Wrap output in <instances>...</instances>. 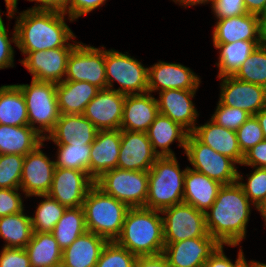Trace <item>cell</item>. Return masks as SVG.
Returning <instances> with one entry per match:
<instances>
[{"mask_svg":"<svg viewBox=\"0 0 266 267\" xmlns=\"http://www.w3.org/2000/svg\"><path fill=\"white\" fill-rule=\"evenodd\" d=\"M251 204L238 182L223 185L205 212L208 234L220 245L238 246L246 237Z\"/></svg>","mask_w":266,"mask_h":267,"instance_id":"6da1fadb","label":"cell"},{"mask_svg":"<svg viewBox=\"0 0 266 267\" xmlns=\"http://www.w3.org/2000/svg\"><path fill=\"white\" fill-rule=\"evenodd\" d=\"M16 17V47L27 55L29 52L56 48H74L79 42L66 24V15L55 11L27 9ZM72 40L75 44L69 43Z\"/></svg>","mask_w":266,"mask_h":267,"instance_id":"7a4b0ae2","label":"cell"},{"mask_svg":"<svg viewBox=\"0 0 266 267\" xmlns=\"http://www.w3.org/2000/svg\"><path fill=\"white\" fill-rule=\"evenodd\" d=\"M161 211L145 207L129 208L120 236L115 240L135 256L163 253L165 246Z\"/></svg>","mask_w":266,"mask_h":267,"instance_id":"3957f363","label":"cell"},{"mask_svg":"<svg viewBox=\"0 0 266 267\" xmlns=\"http://www.w3.org/2000/svg\"><path fill=\"white\" fill-rule=\"evenodd\" d=\"M187 167L180 169L176 156L158 157L149 172L145 208L162 211L183 202Z\"/></svg>","mask_w":266,"mask_h":267,"instance_id":"277c9868","label":"cell"},{"mask_svg":"<svg viewBox=\"0 0 266 267\" xmlns=\"http://www.w3.org/2000/svg\"><path fill=\"white\" fill-rule=\"evenodd\" d=\"M87 231L98 234L107 241H115L121 234L129 207L104 193L95 184L83 202Z\"/></svg>","mask_w":266,"mask_h":267,"instance_id":"5b68a950","label":"cell"},{"mask_svg":"<svg viewBox=\"0 0 266 267\" xmlns=\"http://www.w3.org/2000/svg\"><path fill=\"white\" fill-rule=\"evenodd\" d=\"M16 85L25 98L28 125L43 139L46 138L61 115L57 102V84L31 79L30 84Z\"/></svg>","mask_w":266,"mask_h":267,"instance_id":"8992f818","label":"cell"},{"mask_svg":"<svg viewBox=\"0 0 266 267\" xmlns=\"http://www.w3.org/2000/svg\"><path fill=\"white\" fill-rule=\"evenodd\" d=\"M105 71L107 88L125 95L148 92V67L140 61L115 49H105ZM119 83L115 89L113 82Z\"/></svg>","mask_w":266,"mask_h":267,"instance_id":"52a82bcc","label":"cell"},{"mask_svg":"<svg viewBox=\"0 0 266 267\" xmlns=\"http://www.w3.org/2000/svg\"><path fill=\"white\" fill-rule=\"evenodd\" d=\"M148 171L114 168L95 180L104 193L125 203L129 208L145 207L148 195Z\"/></svg>","mask_w":266,"mask_h":267,"instance_id":"ba28073f","label":"cell"},{"mask_svg":"<svg viewBox=\"0 0 266 267\" xmlns=\"http://www.w3.org/2000/svg\"><path fill=\"white\" fill-rule=\"evenodd\" d=\"M184 154L193 167L191 169L203 173L222 185L237 182V163L228 156L222 155L203 144L192 133L187 136Z\"/></svg>","mask_w":266,"mask_h":267,"instance_id":"9c48e42d","label":"cell"},{"mask_svg":"<svg viewBox=\"0 0 266 267\" xmlns=\"http://www.w3.org/2000/svg\"><path fill=\"white\" fill-rule=\"evenodd\" d=\"M105 47L79 42L69 54L64 80L88 82L100 90L107 88Z\"/></svg>","mask_w":266,"mask_h":267,"instance_id":"30bf717a","label":"cell"},{"mask_svg":"<svg viewBox=\"0 0 266 267\" xmlns=\"http://www.w3.org/2000/svg\"><path fill=\"white\" fill-rule=\"evenodd\" d=\"M164 242L174 243L198 237H211L206 227L205 213L187 203L175 204L161 211Z\"/></svg>","mask_w":266,"mask_h":267,"instance_id":"8fae6325","label":"cell"},{"mask_svg":"<svg viewBox=\"0 0 266 267\" xmlns=\"http://www.w3.org/2000/svg\"><path fill=\"white\" fill-rule=\"evenodd\" d=\"M94 184L95 181L86 172L55 167L48 195L66 208L80 207Z\"/></svg>","mask_w":266,"mask_h":267,"instance_id":"7c38bea8","label":"cell"},{"mask_svg":"<svg viewBox=\"0 0 266 267\" xmlns=\"http://www.w3.org/2000/svg\"><path fill=\"white\" fill-rule=\"evenodd\" d=\"M42 146L43 142L24 156L20 189L25 198L48 194L52 186L55 161L41 150Z\"/></svg>","mask_w":266,"mask_h":267,"instance_id":"4fadbf2b","label":"cell"},{"mask_svg":"<svg viewBox=\"0 0 266 267\" xmlns=\"http://www.w3.org/2000/svg\"><path fill=\"white\" fill-rule=\"evenodd\" d=\"M219 102L228 107L240 108L255 115L266 108V88L236 79L234 76L219 77Z\"/></svg>","mask_w":266,"mask_h":267,"instance_id":"5bb4252c","label":"cell"},{"mask_svg":"<svg viewBox=\"0 0 266 267\" xmlns=\"http://www.w3.org/2000/svg\"><path fill=\"white\" fill-rule=\"evenodd\" d=\"M220 244L213 237L165 243L163 255L170 267H203Z\"/></svg>","mask_w":266,"mask_h":267,"instance_id":"9a60e30c","label":"cell"},{"mask_svg":"<svg viewBox=\"0 0 266 267\" xmlns=\"http://www.w3.org/2000/svg\"><path fill=\"white\" fill-rule=\"evenodd\" d=\"M201 78L189 67L159 61L148 68V92L198 90Z\"/></svg>","mask_w":266,"mask_h":267,"instance_id":"2e32d148","label":"cell"},{"mask_svg":"<svg viewBox=\"0 0 266 267\" xmlns=\"http://www.w3.org/2000/svg\"><path fill=\"white\" fill-rule=\"evenodd\" d=\"M126 95L105 88L86 106L83 115L99 130L120 129Z\"/></svg>","mask_w":266,"mask_h":267,"instance_id":"e0dca14e","label":"cell"},{"mask_svg":"<svg viewBox=\"0 0 266 267\" xmlns=\"http://www.w3.org/2000/svg\"><path fill=\"white\" fill-rule=\"evenodd\" d=\"M73 48H56L29 52L20 63L33 80L60 83L64 81L67 60Z\"/></svg>","mask_w":266,"mask_h":267,"instance_id":"ac0fdd59","label":"cell"},{"mask_svg":"<svg viewBox=\"0 0 266 267\" xmlns=\"http://www.w3.org/2000/svg\"><path fill=\"white\" fill-rule=\"evenodd\" d=\"M159 156L153 150L147 133L121 130L117 168L149 171Z\"/></svg>","mask_w":266,"mask_h":267,"instance_id":"d6986e66","label":"cell"},{"mask_svg":"<svg viewBox=\"0 0 266 267\" xmlns=\"http://www.w3.org/2000/svg\"><path fill=\"white\" fill-rule=\"evenodd\" d=\"M196 91L181 89L160 91L159 98H156L159 113L179 123L191 133L195 129V123H197L196 120L199 116L192 101Z\"/></svg>","mask_w":266,"mask_h":267,"instance_id":"ffe728a7","label":"cell"},{"mask_svg":"<svg viewBox=\"0 0 266 267\" xmlns=\"http://www.w3.org/2000/svg\"><path fill=\"white\" fill-rule=\"evenodd\" d=\"M121 129L99 130L91 143L89 176L95 181L105 172L117 168Z\"/></svg>","mask_w":266,"mask_h":267,"instance_id":"44dd1931","label":"cell"},{"mask_svg":"<svg viewBox=\"0 0 266 267\" xmlns=\"http://www.w3.org/2000/svg\"><path fill=\"white\" fill-rule=\"evenodd\" d=\"M213 44H228L237 41H261V17L245 14L217 19L213 28Z\"/></svg>","mask_w":266,"mask_h":267,"instance_id":"7402d4cb","label":"cell"},{"mask_svg":"<svg viewBox=\"0 0 266 267\" xmlns=\"http://www.w3.org/2000/svg\"><path fill=\"white\" fill-rule=\"evenodd\" d=\"M158 114L157 100L152 93L126 95L120 129L146 133Z\"/></svg>","mask_w":266,"mask_h":267,"instance_id":"603a6c76","label":"cell"},{"mask_svg":"<svg viewBox=\"0 0 266 267\" xmlns=\"http://www.w3.org/2000/svg\"><path fill=\"white\" fill-rule=\"evenodd\" d=\"M97 129L83 114H61L54 129L44 138V141L55 144H91L97 134Z\"/></svg>","mask_w":266,"mask_h":267,"instance_id":"cb8c5ba5","label":"cell"},{"mask_svg":"<svg viewBox=\"0 0 266 267\" xmlns=\"http://www.w3.org/2000/svg\"><path fill=\"white\" fill-rule=\"evenodd\" d=\"M191 133L203 144L241 165L244 154L240 150L236 131L219 126L210 119L204 125L195 126Z\"/></svg>","mask_w":266,"mask_h":267,"instance_id":"d4e9b609","label":"cell"},{"mask_svg":"<svg viewBox=\"0 0 266 267\" xmlns=\"http://www.w3.org/2000/svg\"><path fill=\"white\" fill-rule=\"evenodd\" d=\"M146 133L153 150L159 157L176 156L170 148V145L175 141L179 143L178 147H182L185 152L189 132L179 123L163 114L159 113L156 116Z\"/></svg>","mask_w":266,"mask_h":267,"instance_id":"484cf974","label":"cell"},{"mask_svg":"<svg viewBox=\"0 0 266 267\" xmlns=\"http://www.w3.org/2000/svg\"><path fill=\"white\" fill-rule=\"evenodd\" d=\"M222 186L220 182L187 166L183 202L205 213L215 202Z\"/></svg>","mask_w":266,"mask_h":267,"instance_id":"4316f807","label":"cell"},{"mask_svg":"<svg viewBox=\"0 0 266 267\" xmlns=\"http://www.w3.org/2000/svg\"><path fill=\"white\" fill-rule=\"evenodd\" d=\"M107 242L98 234L86 231L62 251L61 264L68 267H95Z\"/></svg>","mask_w":266,"mask_h":267,"instance_id":"83f0119b","label":"cell"},{"mask_svg":"<svg viewBox=\"0 0 266 267\" xmlns=\"http://www.w3.org/2000/svg\"><path fill=\"white\" fill-rule=\"evenodd\" d=\"M99 90L88 82L64 80L57 83L56 94L60 114H83Z\"/></svg>","mask_w":266,"mask_h":267,"instance_id":"f1b7e54d","label":"cell"},{"mask_svg":"<svg viewBox=\"0 0 266 267\" xmlns=\"http://www.w3.org/2000/svg\"><path fill=\"white\" fill-rule=\"evenodd\" d=\"M44 139L29 125L10 126L0 124V154L27 155Z\"/></svg>","mask_w":266,"mask_h":267,"instance_id":"f546056e","label":"cell"},{"mask_svg":"<svg viewBox=\"0 0 266 267\" xmlns=\"http://www.w3.org/2000/svg\"><path fill=\"white\" fill-rule=\"evenodd\" d=\"M32 267H58L62 250L51 233L33 232L25 247Z\"/></svg>","mask_w":266,"mask_h":267,"instance_id":"4dcf8cb0","label":"cell"},{"mask_svg":"<svg viewBox=\"0 0 266 267\" xmlns=\"http://www.w3.org/2000/svg\"><path fill=\"white\" fill-rule=\"evenodd\" d=\"M219 51L218 76H233L251 53L261 45V41H237L228 44H213Z\"/></svg>","mask_w":266,"mask_h":267,"instance_id":"1f68e13d","label":"cell"},{"mask_svg":"<svg viewBox=\"0 0 266 267\" xmlns=\"http://www.w3.org/2000/svg\"><path fill=\"white\" fill-rule=\"evenodd\" d=\"M0 124L10 126L28 125L25 98L16 84L0 87Z\"/></svg>","mask_w":266,"mask_h":267,"instance_id":"d6a6232c","label":"cell"},{"mask_svg":"<svg viewBox=\"0 0 266 267\" xmlns=\"http://www.w3.org/2000/svg\"><path fill=\"white\" fill-rule=\"evenodd\" d=\"M33 234L31 216L24 213L0 217V237L5 240L4 247L25 248Z\"/></svg>","mask_w":266,"mask_h":267,"instance_id":"836d02e7","label":"cell"},{"mask_svg":"<svg viewBox=\"0 0 266 267\" xmlns=\"http://www.w3.org/2000/svg\"><path fill=\"white\" fill-rule=\"evenodd\" d=\"M86 231L85 213L83 207L80 206L66 208L51 234L55 237L58 246L63 251Z\"/></svg>","mask_w":266,"mask_h":267,"instance_id":"e575fe53","label":"cell"},{"mask_svg":"<svg viewBox=\"0 0 266 267\" xmlns=\"http://www.w3.org/2000/svg\"><path fill=\"white\" fill-rule=\"evenodd\" d=\"M44 198L36 207L35 216H31L33 232L51 233L64 214L66 207L48 194L35 195Z\"/></svg>","mask_w":266,"mask_h":267,"instance_id":"d590c367","label":"cell"},{"mask_svg":"<svg viewBox=\"0 0 266 267\" xmlns=\"http://www.w3.org/2000/svg\"><path fill=\"white\" fill-rule=\"evenodd\" d=\"M58 150L55 167L69 168L89 174L91 144H56Z\"/></svg>","mask_w":266,"mask_h":267,"instance_id":"8d00e7d4","label":"cell"},{"mask_svg":"<svg viewBox=\"0 0 266 267\" xmlns=\"http://www.w3.org/2000/svg\"><path fill=\"white\" fill-rule=\"evenodd\" d=\"M233 76L266 88V47L259 45Z\"/></svg>","mask_w":266,"mask_h":267,"instance_id":"74e56055","label":"cell"},{"mask_svg":"<svg viewBox=\"0 0 266 267\" xmlns=\"http://www.w3.org/2000/svg\"><path fill=\"white\" fill-rule=\"evenodd\" d=\"M24 156L0 154V188H20Z\"/></svg>","mask_w":266,"mask_h":267,"instance_id":"f35d334b","label":"cell"},{"mask_svg":"<svg viewBox=\"0 0 266 267\" xmlns=\"http://www.w3.org/2000/svg\"><path fill=\"white\" fill-rule=\"evenodd\" d=\"M136 259L137 256L116 241H108L95 267H135Z\"/></svg>","mask_w":266,"mask_h":267,"instance_id":"ab89813d","label":"cell"},{"mask_svg":"<svg viewBox=\"0 0 266 267\" xmlns=\"http://www.w3.org/2000/svg\"><path fill=\"white\" fill-rule=\"evenodd\" d=\"M254 171L247 174V182L238 171L237 182L242 187L249 201L256 208L266 195V168L253 167Z\"/></svg>","mask_w":266,"mask_h":267,"instance_id":"60d3db41","label":"cell"},{"mask_svg":"<svg viewBox=\"0 0 266 267\" xmlns=\"http://www.w3.org/2000/svg\"><path fill=\"white\" fill-rule=\"evenodd\" d=\"M251 116L243 109L228 107L218 101L216 110L210 119L219 126L237 131Z\"/></svg>","mask_w":266,"mask_h":267,"instance_id":"b9f144b4","label":"cell"},{"mask_svg":"<svg viewBox=\"0 0 266 267\" xmlns=\"http://www.w3.org/2000/svg\"><path fill=\"white\" fill-rule=\"evenodd\" d=\"M236 134L240 150L243 154L264 140L261 126L254 115L238 128Z\"/></svg>","mask_w":266,"mask_h":267,"instance_id":"7bdbcfd3","label":"cell"},{"mask_svg":"<svg viewBox=\"0 0 266 267\" xmlns=\"http://www.w3.org/2000/svg\"><path fill=\"white\" fill-rule=\"evenodd\" d=\"M0 10V69H6L10 67H14V47H12L11 43H14L16 46V30L14 27V31L12 37H8L9 31L5 28V24L2 20Z\"/></svg>","mask_w":266,"mask_h":267,"instance_id":"ee69618b","label":"cell"},{"mask_svg":"<svg viewBox=\"0 0 266 267\" xmlns=\"http://www.w3.org/2000/svg\"><path fill=\"white\" fill-rule=\"evenodd\" d=\"M19 190L22 191L20 188H0V217L20 213L24 210L23 199Z\"/></svg>","mask_w":266,"mask_h":267,"instance_id":"f6af8a7d","label":"cell"},{"mask_svg":"<svg viewBox=\"0 0 266 267\" xmlns=\"http://www.w3.org/2000/svg\"><path fill=\"white\" fill-rule=\"evenodd\" d=\"M211 8L216 19L247 14L244 0H212Z\"/></svg>","mask_w":266,"mask_h":267,"instance_id":"bcb514c9","label":"cell"},{"mask_svg":"<svg viewBox=\"0 0 266 267\" xmlns=\"http://www.w3.org/2000/svg\"><path fill=\"white\" fill-rule=\"evenodd\" d=\"M0 267H32L25 248L3 247L0 252Z\"/></svg>","mask_w":266,"mask_h":267,"instance_id":"7dc6e473","label":"cell"},{"mask_svg":"<svg viewBox=\"0 0 266 267\" xmlns=\"http://www.w3.org/2000/svg\"><path fill=\"white\" fill-rule=\"evenodd\" d=\"M223 249L224 245H220L206 261L203 267H241L244 264L246 259L244 257L241 246L237 255L238 257L236 258L234 263L225 255Z\"/></svg>","mask_w":266,"mask_h":267,"instance_id":"c3c4849f","label":"cell"},{"mask_svg":"<svg viewBox=\"0 0 266 267\" xmlns=\"http://www.w3.org/2000/svg\"><path fill=\"white\" fill-rule=\"evenodd\" d=\"M107 0H71L66 12L68 20L73 22L102 6Z\"/></svg>","mask_w":266,"mask_h":267,"instance_id":"681fc988","label":"cell"},{"mask_svg":"<svg viewBox=\"0 0 266 267\" xmlns=\"http://www.w3.org/2000/svg\"><path fill=\"white\" fill-rule=\"evenodd\" d=\"M241 165L266 168V140L264 139L244 153Z\"/></svg>","mask_w":266,"mask_h":267,"instance_id":"f907efd6","label":"cell"},{"mask_svg":"<svg viewBox=\"0 0 266 267\" xmlns=\"http://www.w3.org/2000/svg\"><path fill=\"white\" fill-rule=\"evenodd\" d=\"M36 4L30 8L38 11H55L66 14L71 0H28ZM40 3V4H39Z\"/></svg>","mask_w":266,"mask_h":267,"instance_id":"816d5d0a","label":"cell"},{"mask_svg":"<svg viewBox=\"0 0 266 267\" xmlns=\"http://www.w3.org/2000/svg\"><path fill=\"white\" fill-rule=\"evenodd\" d=\"M135 267H170L163 254L154 256H137Z\"/></svg>","mask_w":266,"mask_h":267,"instance_id":"f5cc1de1","label":"cell"},{"mask_svg":"<svg viewBox=\"0 0 266 267\" xmlns=\"http://www.w3.org/2000/svg\"><path fill=\"white\" fill-rule=\"evenodd\" d=\"M244 5L249 14L260 17L266 14V0H244Z\"/></svg>","mask_w":266,"mask_h":267,"instance_id":"db71d44e","label":"cell"},{"mask_svg":"<svg viewBox=\"0 0 266 267\" xmlns=\"http://www.w3.org/2000/svg\"><path fill=\"white\" fill-rule=\"evenodd\" d=\"M5 1V5L7 8V18L12 19L13 17H15V13H19L17 12V4H18V0H4Z\"/></svg>","mask_w":266,"mask_h":267,"instance_id":"11a10c76","label":"cell"},{"mask_svg":"<svg viewBox=\"0 0 266 267\" xmlns=\"http://www.w3.org/2000/svg\"><path fill=\"white\" fill-rule=\"evenodd\" d=\"M178 5H182L183 7L195 6L199 4H207L212 3V0H172Z\"/></svg>","mask_w":266,"mask_h":267,"instance_id":"9f6ffc18","label":"cell"},{"mask_svg":"<svg viewBox=\"0 0 266 267\" xmlns=\"http://www.w3.org/2000/svg\"><path fill=\"white\" fill-rule=\"evenodd\" d=\"M258 122L259 125L261 126L262 132L264 139L266 140V108L262 109L260 112L254 115Z\"/></svg>","mask_w":266,"mask_h":267,"instance_id":"6f0895ef","label":"cell"},{"mask_svg":"<svg viewBox=\"0 0 266 267\" xmlns=\"http://www.w3.org/2000/svg\"><path fill=\"white\" fill-rule=\"evenodd\" d=\"M261 45L266 47V14L261 17Z\"/></svg>","mask_w":266,"mask_h":267,"instance_id":"680465c9","label":"cell"},{"mask_svg":"<svg viewBox=\"0 0 266 267\" xmlns=\"http://www.w3.org/2000/svg\"><path fill=\"white\" fill-rule=\"evenodd\" d=\"M255 209L260 212L262 218L264 219L265 227H266V195H265L264 199L257 205V207Z\"/></svg>","mask_w":266,"mask_h":267,"instance_id":"91938a15","label":"cell"},{"mask_svg":"<svg viewBox=\"0 0 266 267\" xmlns=\"http://www.w3.org/2000/svg\"><path fill=\"white\" fill-rule=\"evenodd\" d=\"M244 265L246 267H266V264L261 263L259 261H254V260H251L248 262H247V260H245Z\"/></svg>","mask_w":266,"mask_h":267,"instance_id":"94428289","label":"cell"},{"mask_svg":"<svg viewBox=\"0 0 266 267\" xmlns=\"http://www.w3.org/2000/svg\"><path fill=\"white\" fill-rule=\"evenodd\" d=\"M58 267H68V266H64L63 264H60Z\"/></svg>","mask_w":266,"mask_h":267,"instance_id":"6125c7cd","label":"cell"}]
</instances>
